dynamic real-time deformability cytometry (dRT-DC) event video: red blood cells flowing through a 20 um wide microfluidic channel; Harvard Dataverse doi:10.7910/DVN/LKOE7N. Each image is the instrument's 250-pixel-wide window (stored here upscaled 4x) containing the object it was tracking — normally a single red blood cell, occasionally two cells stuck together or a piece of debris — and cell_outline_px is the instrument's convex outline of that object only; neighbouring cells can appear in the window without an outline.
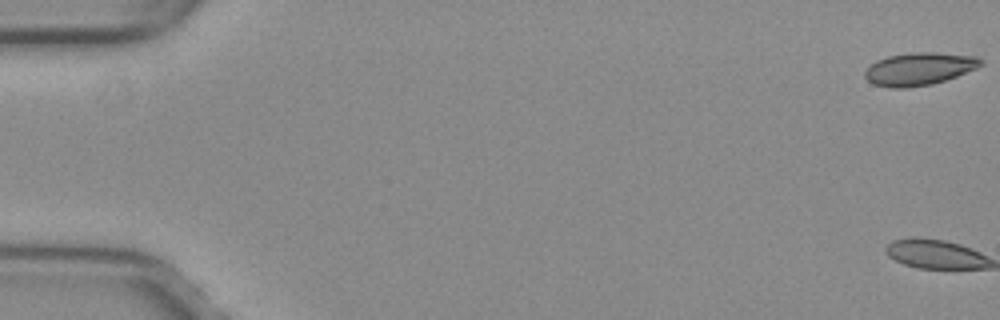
{"species": "common noctule bat (a hibernating species)", "species_latin": "Nyctalus noctula", "temperature_condition": "warm", "stored_images_in_passage": 8, "camera_frame_rate_fps": 3000, "um_per_image_px": 0.085, "animal": {"sex": "female", "body_mass_g": 29.2, "forearm_length_mm": 56.3}, "frame": {"image": 1, "passage_image": 1, "time_ms": 0.0, "image_size_px": [1000, 320], "cell_outline_px": [[984, 64], [976, 68], [956, 76], [932, 84], [904, 88], [892, 88], [872, 84], [864, 76], [864, 72], [876, 60], [888, 56], [912, 52], [936, 52], [976, 56], [984, 60]], "centroid_in_image_um": [78.14, 5.84], "position_along_channel_um": 6.9, "area_um2": 22.08}}